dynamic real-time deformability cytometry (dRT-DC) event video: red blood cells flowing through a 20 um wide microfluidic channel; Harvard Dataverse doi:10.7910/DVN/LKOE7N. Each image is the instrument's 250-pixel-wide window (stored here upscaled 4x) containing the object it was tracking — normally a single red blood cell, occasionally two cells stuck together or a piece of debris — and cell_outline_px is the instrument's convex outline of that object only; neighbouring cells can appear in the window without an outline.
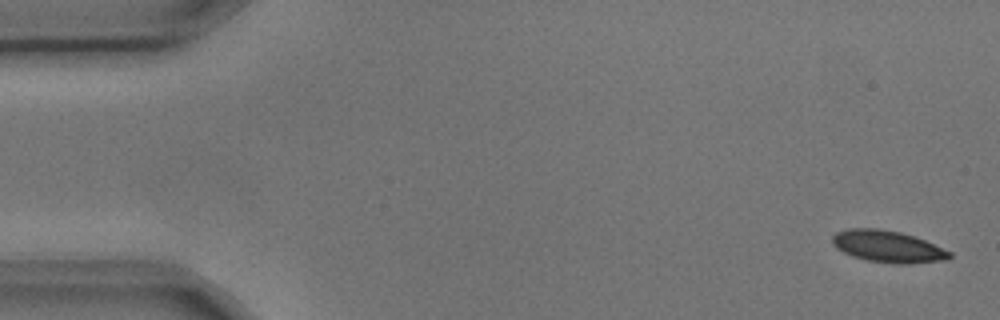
{"species": "common noctule bat (a hibernating species)", "species_latin": "Nyctalus noctula", "temperature_condition": "cold", "stored_images_in_passage": 4, "camera_frame_rate_fps": 3000, "um_per_image_px": 0.085, "animal": {"sex": "male", "body_mass_g": 17.9, "forearm_length_mm": 54.2}, "frame": {"image": 1, "passage_image": 1, "time_ms": 0.0, "image_size_px": [1000, 320], "cell_outline_px": [[952, 256], [948, 260], [904, 264], [892, 264], [868, 260], [852, 256], [836, 248], [832, 244], [832, 236], [836, 232], [848, 228], [880, 228], [900, 232], [924, 240], [952, 252]], "centroid_in_image_um": [75.45, 20.95], "position_along_channel_um": 9.6, "area_um2": 21.79}}
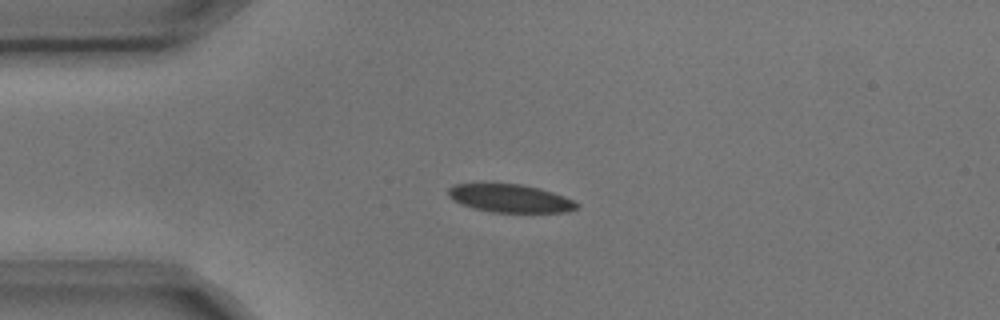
{"frame": {"image": 2, "passage_image": 4, "time_ms": 1.0, "image_size_px": [1000, 320], "cell_outline_px": [[580, 204], [576, 208], [568, 212], [492, 212], [472, 208], [460, 204], [452, 200], [448, 196], [448, 188], [456, 184], [484, 180], [520, 184], [552, 192], [564, 196]], "centroid_in_image_um": [43.25, 16.81], "position_along_channel_um": 41.8, "area_um2": 21.79}}